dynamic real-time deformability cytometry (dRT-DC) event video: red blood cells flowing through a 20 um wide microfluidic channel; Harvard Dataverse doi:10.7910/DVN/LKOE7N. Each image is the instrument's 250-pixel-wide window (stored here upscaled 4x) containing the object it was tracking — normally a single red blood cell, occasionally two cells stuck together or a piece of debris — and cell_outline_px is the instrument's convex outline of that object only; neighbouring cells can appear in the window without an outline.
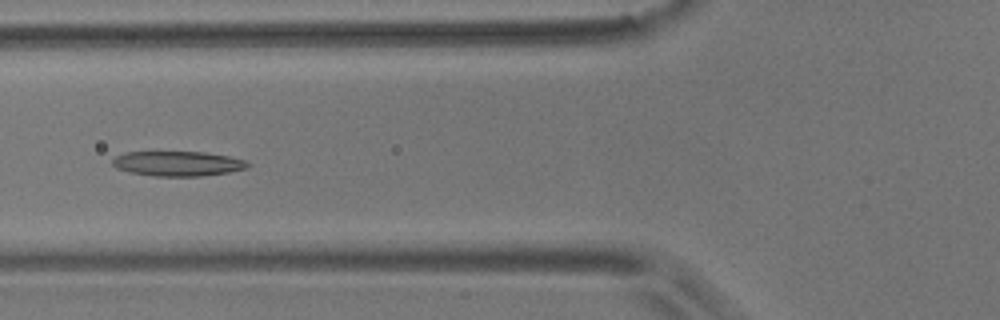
{"species": "common noctule bat (a hibernating species)", "species_latin": "Nyctalus noctula", "temperature_condition": "room temperature", "stored_images_in_passage": 6, "camera_frame_rate_fps": 3000, "um_per_image_px": 0.085, "animal": {"sex": "male", "body_mass_g": 17.9}, "frame": {"image": 1, "passage_image": 5, "time_ms": 4.333, "image_size_px": [1000, 320], "cell_outline_px": [[252, 164], [248, 168], [228, 172], [200, 176], [156, 176], [132, 172], [116, 168], [112, 164], [112, 160], [116, 156], [124, 152], [204, 152], [228, 156], [244, 160]], "centroid_in_image_um": [15.12, 13.9], "position_along_channel_um": 110.7, "area_um2": 19.48}}
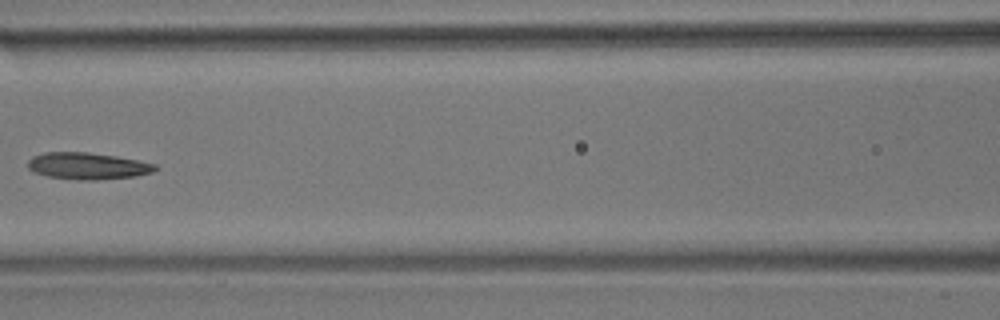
{"frame": {"image": 2, "passage_image": 6, "time_ms": 5.667, "image_size_px": [1000, 320], "cell_outline_px": [[160, 168], [152, 172], [136, 176], [96, 180], [80, 180], [48, 176], [32, 172], [28, 168], [28, 160], [32, 156], [44, 152], [88, 152], [116, 156], [156, 164]], "centroid_in_image_um": [7.44, 14.1], "position_along_channel_um": 159.2, "area_um2": 19.94}}